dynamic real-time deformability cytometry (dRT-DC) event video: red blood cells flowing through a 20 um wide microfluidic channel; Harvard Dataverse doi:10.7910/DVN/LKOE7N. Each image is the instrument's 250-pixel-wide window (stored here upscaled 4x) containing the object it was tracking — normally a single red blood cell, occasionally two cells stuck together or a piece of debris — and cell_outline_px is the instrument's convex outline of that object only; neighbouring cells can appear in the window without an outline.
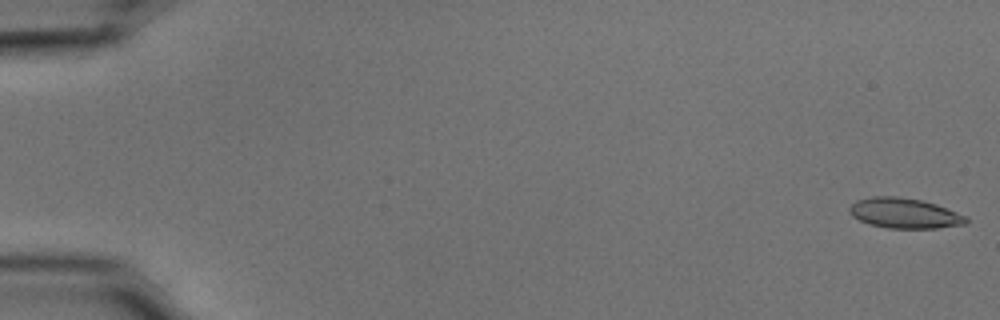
{"species": "common noctule bat (a hibernating species)", "species_latin": "Nyctalus noctula", "temperature_condition": "cold", "stored_images_in_passage": 24, "camera_frame_rate_fps": 3000, "um_per_image_px": 0.085, "animal": {"sex": "male", "body_mass_g": 15.6}, "frame": {"image": 1, "passage_image": 1, "time_ms": 0.0, "image_size_px": [1000, 320], "cell_outline_px": [[968, 224], [936, 228], [888, 228], [868, 224], [852, 216], [848, 212], [848, 208], [856, 200], [872, 196], [896, 196], [920, 200], [936, 204], [968, 216]], "centroid_in_image_um": [76.88, 18.12], "position_along_channel_um": 8.1, "area_um2": 20.69}}
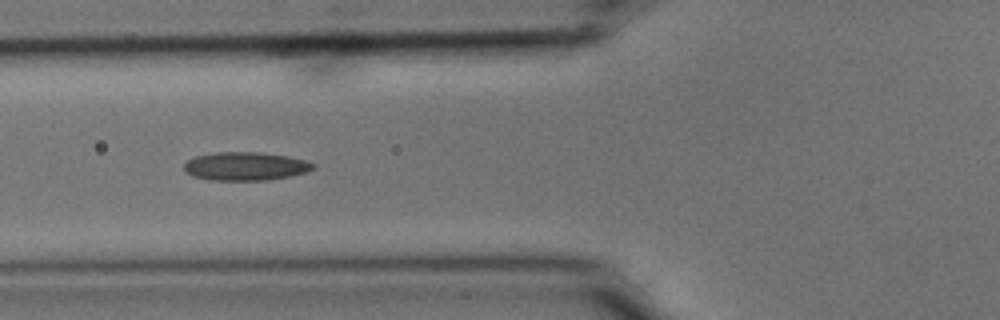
{"frame": {"image": 2, "passage_image": 21, "time_ms": 6.667, "image_size_px": [1000, 320], "cell_outline_px": [[316, 168], [308, 172], [292, 176], [268, 180], [208, 180], [192, 176], [184, 172], [184, 164], [188, 160], [196, 156], [216, 152], [260, 152], [288, 156], [308, 160], [316, 164]], "centroid_in_image_um": [20.91, 14.13], "position_along_channel_um": 104.9, "area_um2": 21.73}}
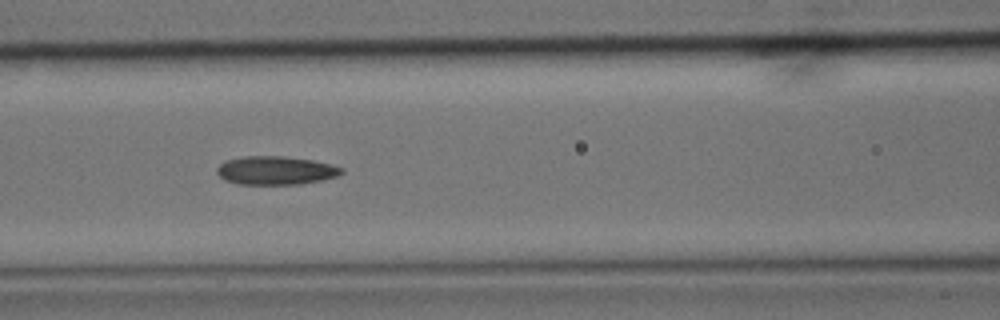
{"frame": {"image": 3, "passage_image": 24, "time_ms": 7.667, "image_size_px": [1000, 320], "cell_outline_px": [[344, 172], [336, 176], [320, 180], [300, 184], [236, 184], [224, 180], [216, 172], [216, 168], [224, 160], [244, 156], [284, 156], [312, 160], [332, 164], [344, 168]], "centroid_in_image_um": [23.41, 14.48], "position_along_channel_um": 143.2, "area_um2": 20.81}}